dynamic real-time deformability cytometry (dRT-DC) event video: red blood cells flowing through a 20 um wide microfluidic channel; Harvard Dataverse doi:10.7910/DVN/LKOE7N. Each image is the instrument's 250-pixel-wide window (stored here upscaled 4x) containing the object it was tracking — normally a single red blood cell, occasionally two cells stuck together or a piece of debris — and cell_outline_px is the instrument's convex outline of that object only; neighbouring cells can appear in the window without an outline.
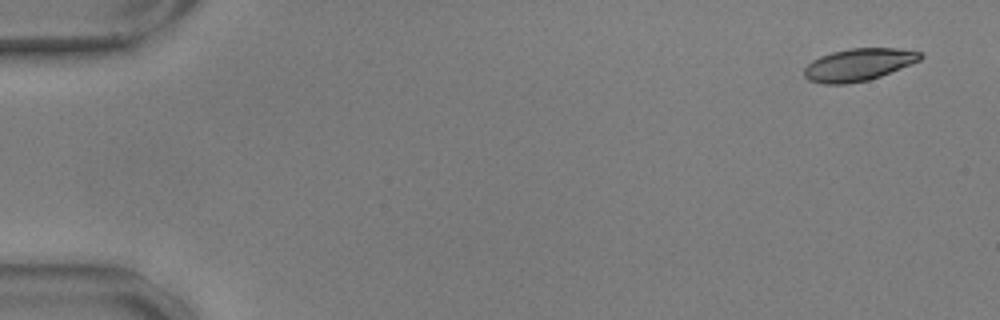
{"species": "common noctule bat (a hibernating species)", "species_latin": "Nyctalus noctula", "temperature_condition": "warm", "stored_images_in_passage": 10, "camera_frame_rate_fps": 3000, "um_per_image_px": 0.085, "animal": {"sex": "male", "body_mass_g": 17.9, "forearm_length_mm": 54.2}, "frame": {"image": 1, "passage_image": 1, "time_ms": 0.0, "image_size_px": [1000, 320], "cell_outline_px": [[924, 56], [920, 60], [880, 76], [868, 80], [844, 84], [824, 84], [808, 80], [804, 76], [804, 68], [812, 60], [820, 56], [832, 52], [852, 48], [896, 48], [920, 52]], "centroid_in_image_um": [72.94, 5.5], "position_along_channel_um": 12.1, "area_um2": 21.73}}